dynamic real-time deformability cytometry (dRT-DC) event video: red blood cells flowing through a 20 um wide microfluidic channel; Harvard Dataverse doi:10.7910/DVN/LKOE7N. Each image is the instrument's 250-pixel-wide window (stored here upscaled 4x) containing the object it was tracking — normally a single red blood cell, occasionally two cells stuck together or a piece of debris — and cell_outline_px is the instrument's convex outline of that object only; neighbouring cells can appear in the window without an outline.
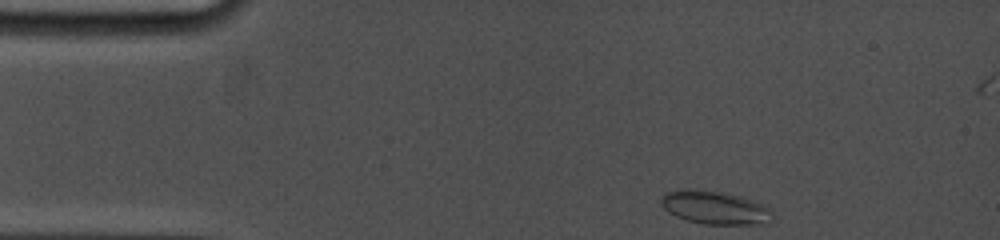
{"species": "common noctule bat (a hibernating species)", "species_latin": "Nyctalus noctula", "temperature_condition": "cold", "stored_images_in_passage": 17, "camera_frame_rate_fps": 5000, "um_per_image_px": 0.085, "animal": {"sex": "female", "body_mass_g": 19.0, "forearm_length_mm": 53.3}, "frame": {"image": 1, "passage_image": 1, "time_ms": 0.0, "image_size_px": [1000, 240], "cell_outline_px": [[772, 212], [768, 224], [704, 224], [688, 220], [676, 216], [668, 212], [660, 204], [660, 200], [668, 192], [676, 188], [688, 188], [724, 192], [740, 196], [764, 204], [772, 208]], "centroid_in_image_um": [60.77, 17.63], "position_along_channel_um": 24.2, "area_um2": 21.79}}
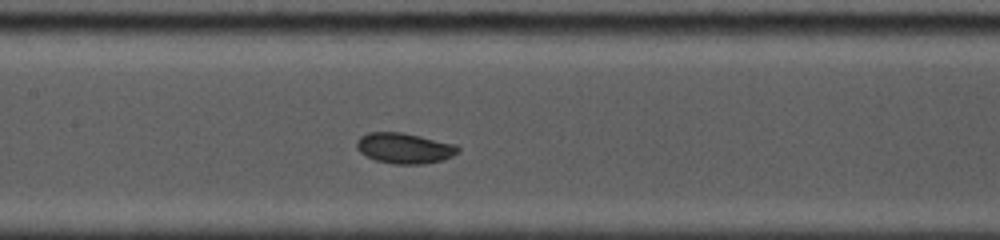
{"frame": {"image": 2, "passage_image": 14, "time_ms": 5.6, "image_size_px": [1000, 240], "cell_outline_px": [[460, 152], [452, 156], [440, 160], [424, 164], [392, 164], [376, 160], [360, 152], [356, 148], [356, 140], [360, 136], [368, 132], [404, 132], [456, 144], [460, 148]], "centroid_in_image_um": [34.38, 12.58], "position_along_channel_um": 173.0, "area_um2": 18.21}}
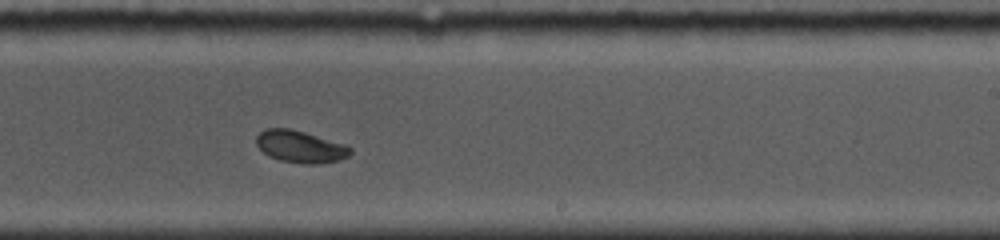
{"frame": {"image": 3, "passage_image": 17, "time_ms": 8.0, "image_size_px": [1000, 240], "cell_outline_px": [[352, 152], [348, 156], [340, 160], [316, 164], [308, 164], [280, 160], [268, 156], [256, 144], [256, 136], [264, 128], [288, 128], [304, 132], [348, 144], [352, 148]], "centroid_in_image_um": [25.55, 12.46], "position_along_channel_um": 263.4, "area_um2": 17.69}}